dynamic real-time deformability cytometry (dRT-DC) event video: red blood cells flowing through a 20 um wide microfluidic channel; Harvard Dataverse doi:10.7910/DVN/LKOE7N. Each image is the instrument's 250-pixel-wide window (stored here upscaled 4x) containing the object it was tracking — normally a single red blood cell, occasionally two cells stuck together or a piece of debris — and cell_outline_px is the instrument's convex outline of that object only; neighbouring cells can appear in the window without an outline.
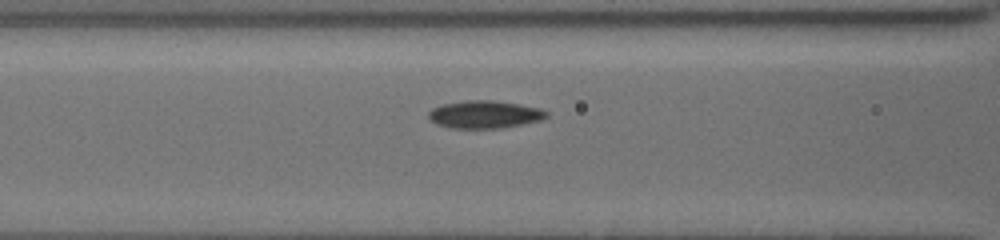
{"species": "common noctule bat (a hibernating species)", "species_latin": "Nyctalus noctula", "temperature_condition": "cold", "stored_images_in_passage": 28, "camera_frame_rate_fps": 3000, "um_per_image_px": 0.085, "animal": {"sex": "female", "body_mass_g": 19.5, "forearm_length_mm": 54.1}, "frame": {"image": 1, "passage_image": 3, "time_ms": 0.333, "image_size_px": [1000, 240], "cell_outline_px": [[548, 116], [540, 120], [500, 128], [448, 128], [436, 124], [428, 116], [428, 112], [432, 108], [444, 104], [464, 100], [496, 100], [520, 104], [540, 108], [548, 112]], "centroid_in_image_um": [41.18, 9.72], "position_along_channel_um": 125.4, "area_um2": 19.02}}
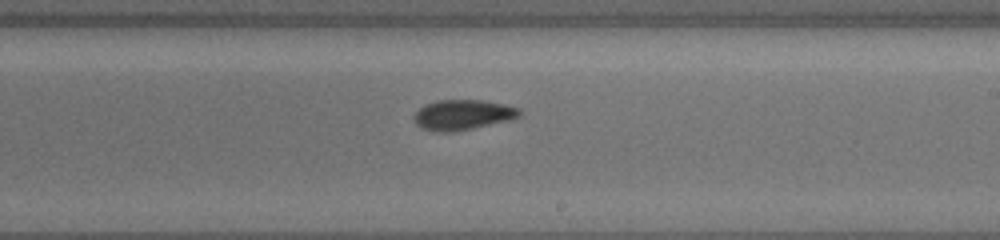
{"frame": {"image": 2, "passage_image": 16, "time_ms": 3.667, "image_size_px": [1000, 240], "cell_outline_px": [[520, 116], [508, 120], [472, 128], [452, 132], [436, 132], [420, 128], [416, 124], [412, 116], [424, 104], [436, 100], [484, 100], [504, 104], [520, 108]], "centroid_in_image_um": [39.29, 9.75], "position_along_channel_um": 249.7, "area_um2": 18.61}}
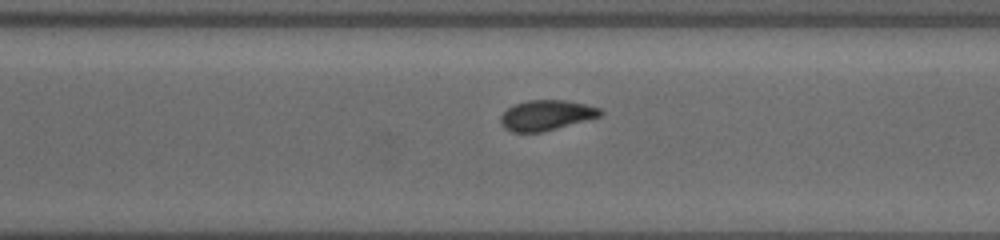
{"frame": {"image": 3, "passage_image": 24, "time_ms": 5.667, "image_size_px": [1000, 240], "cell_outline_px": [[604, 112], [600, 116], [556, 128], [540, 132], [512, 132], [504, 128], [500, 124], [500, 116], [508, 108], [516, 104], [528, 100], [564, 100], [584, 104], [600, 108]], "centroid_in_image_um": [46.4, 9.79], "position_along_channel_um": 324.2, "area_um2": 17.34}}